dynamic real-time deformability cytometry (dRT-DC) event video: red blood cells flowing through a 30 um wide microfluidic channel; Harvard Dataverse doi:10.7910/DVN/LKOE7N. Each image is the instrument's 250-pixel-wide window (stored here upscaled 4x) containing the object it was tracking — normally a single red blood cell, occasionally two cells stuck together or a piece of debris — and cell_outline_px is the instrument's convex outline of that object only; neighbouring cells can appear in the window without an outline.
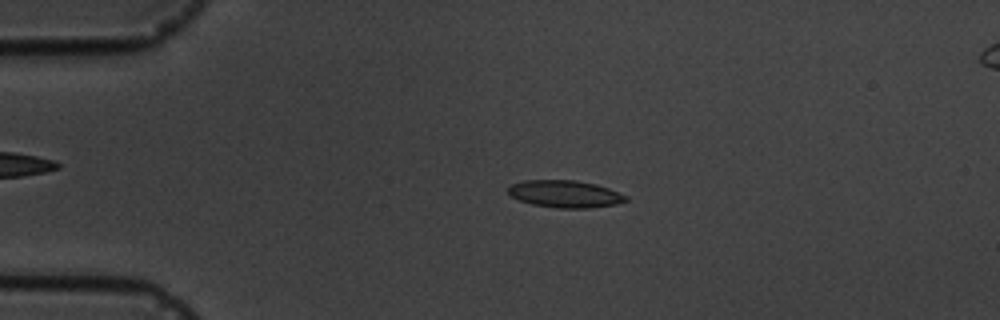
{"species": "common noctule bat (a hibernating species)", "species_latin": "Nyctalus noctula", "temperature_condition": "cold", "stored_images_in_passage": 6, "camera_frame_rate_fps": 3000, "um_per_image_px": 0.085, "animal": {"sex": "male", "body_mass_g": 19.5, "forearm_length_mm": 54.6}, "frame": {"image": 1, "passage_image": 3, "time_ms": 2.333, "image_size_px": [1000, 320], "cell_outline_px": [[628, 200], [616, 204], [588, 208], [556, 208], [532, 204], [520, 200], [512, 196], [508, 192], [508, 188], [512, 184], [524, 180], [576, 180], [596, 184], [608, 188], [628, 196]], "centroid_in_image_um": [48.04, 16.48], "position_along_channel_um": 37.0, "area_um2": 18.61}}
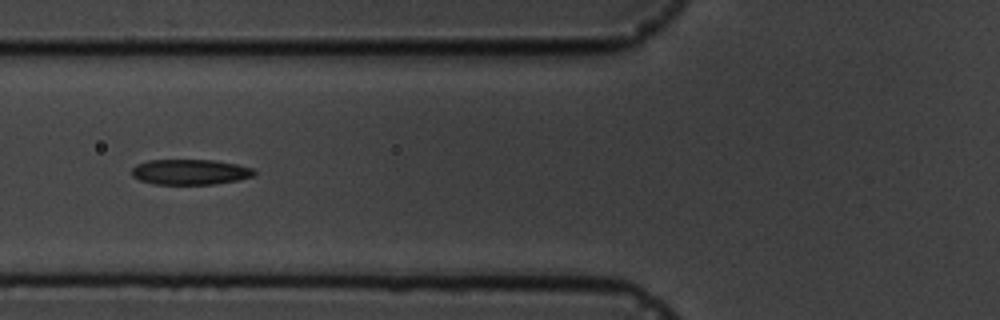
{"frame": {"image": 2, "passage_image": 5, "time_ms": 5.333, "image_size_px": [1000, 320], "cell_outline_px": [[256, 172], [252, 176], [236, 180], [212, 184], [156, 184], [140, 180], [132, 176], [132, 168], [136, 164], [148, 160], [212, 160], [236, 164], [252, 168]], "centroid_in_image_um": [16.12, 14.61], "position_along_channel_um": 109.7, "area_um2": 17.92}}
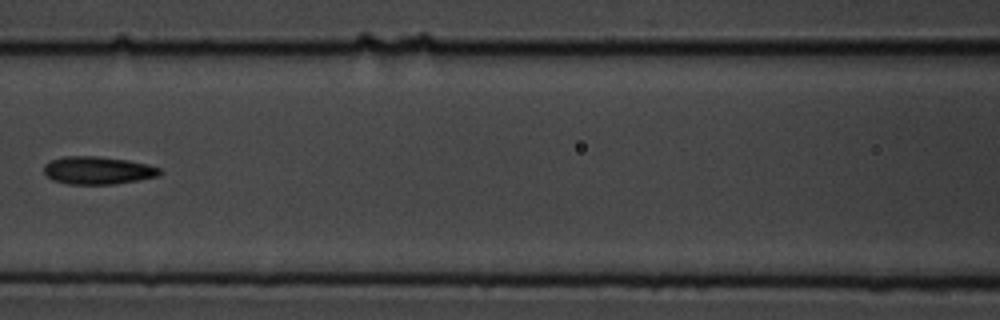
{"frame": {"image": 3, "passage_image": 6, "time_ms": 6.667, "image_size_px": [1000, 320], "cell_outline_px": [[164, 172], [160, 176], [116, 184], [68, 184], [52, 180], [44, 172], [44, 164], [52, 160], [64, 156], [100, 156], [128, 160], [148, 164], [160, 168]], "centroid_in_image_um": [8.36, 14.48], "position_along_channel_um": 158.2, "area_um2": 18.96}}